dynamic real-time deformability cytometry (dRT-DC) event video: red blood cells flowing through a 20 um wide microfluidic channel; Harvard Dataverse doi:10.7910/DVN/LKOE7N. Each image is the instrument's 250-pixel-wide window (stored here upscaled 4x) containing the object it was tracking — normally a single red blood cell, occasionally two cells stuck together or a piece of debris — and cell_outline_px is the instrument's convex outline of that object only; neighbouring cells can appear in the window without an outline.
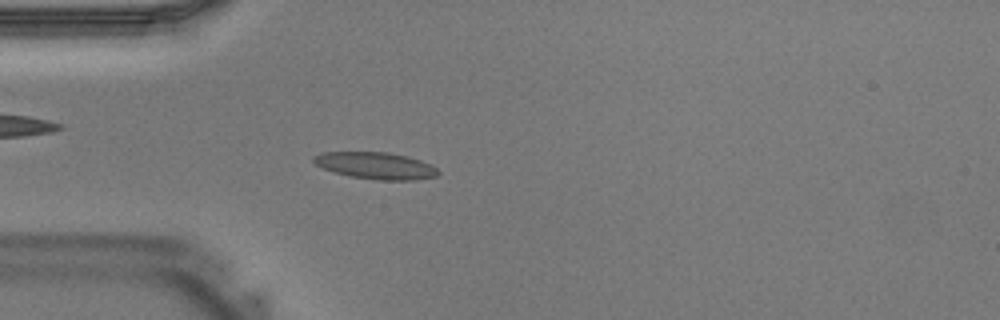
{"species": "Egyptian fruit bat (a non-hibernating species)", "species_latin": "Rousettus aegyptiacus", "temperature_condition": "warm", "stored_images_in_passage": 37, "camera_frame_rate_fps": 3000, "um_per_image_px": 0.085, "animal": {"sex": "male"}, "frame": {"image": 1, "passage_image": 8, "time_ms": 2.333, "image_size_px": [1000, 320], "cell_outline_px": [[440, 172], [436, 176], [412, 180], [376, 180], [348, 176], [324, 168], [316, 164], [312, 160], [312, 156], [320, 152], [388, 152], [408, 156], [420, 160], [436, 168]], "centroid_in_image_um": [31.91, 14.07], "position_along_channel_um": 53.1, "area_um2": 19.42}}
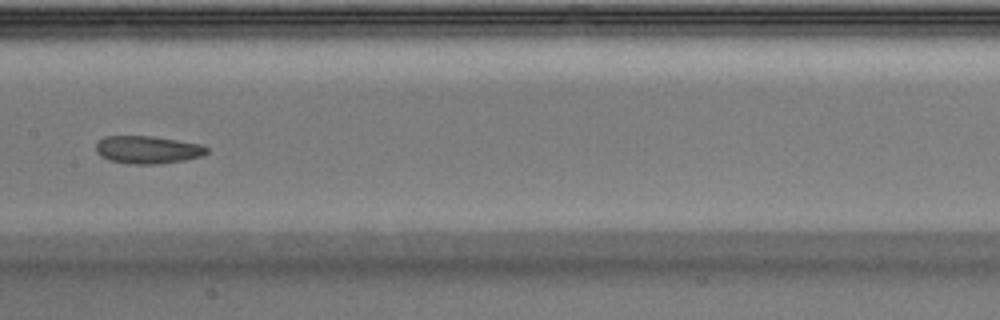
{"frame": {"image": 2, "passage_image": 17, "time_ms": 5.333, "image_size_px": [1000, 320], "cell_outline_px": [[208, 152], [200, 156], [184, 160], [160, 164], [128, 164], [108, 160], [100, 156], [96, 152], [96, 144], [104, 136], [152, 136], [200, 144], [208, 148]], "centroid_in_image_um": [12.51, 12.73], "position_along_channel_um": 194.9, "area_um2": 17.92}}
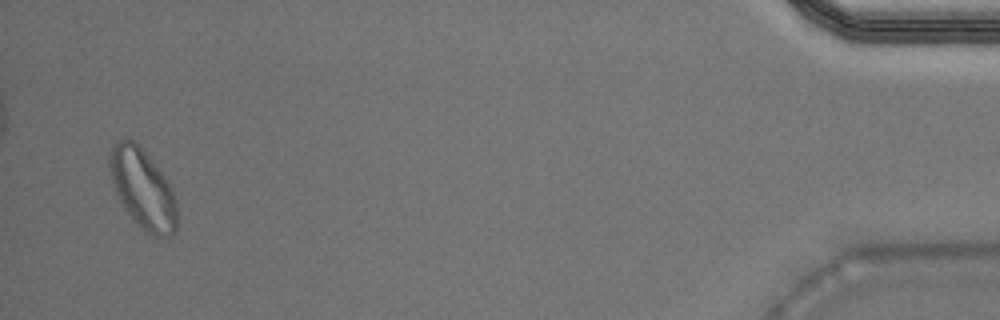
{"frame": {"image": 3, "passage_image": 36, "time_ms": 11.667, "image_size_px": [1000, 320], "cell_outline_px": [[176, 232], [172, 236], [152, 236], [144, 232], [136, 224], [120, 200], [112, 180], [108, 164], [108, 160], [112, 148], [120, 140], [128, 136], [144, 152], [160, 172], [172, 188], [176, 200]], "centroid_in_image_um": [12.14, 16.1], "position_along_channel_um": 423.1, "area_um2": 30.69}}